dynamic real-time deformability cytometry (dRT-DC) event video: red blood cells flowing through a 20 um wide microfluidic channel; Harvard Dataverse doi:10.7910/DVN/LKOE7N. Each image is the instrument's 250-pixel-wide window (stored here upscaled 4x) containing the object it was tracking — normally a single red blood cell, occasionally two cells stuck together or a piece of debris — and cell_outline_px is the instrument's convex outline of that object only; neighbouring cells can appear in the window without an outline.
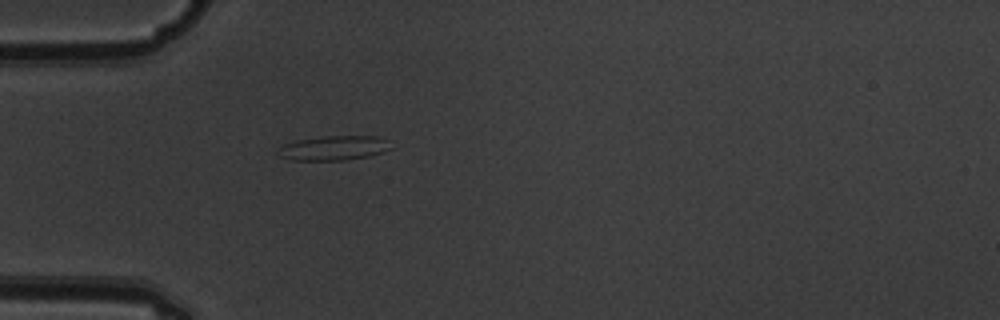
{"species": "common noctule bat (a hibernating species)", "species_latin": "Nyctalus noctula", "temperature_condition": "warm", "stored_images_in_passage": 1, "camera_frame_rate_fps": 3000, "um_per_image_px": 0.085, "animal": {"sex": "male", "body_mass_g": 19.5, "forearm_length_mm": 54.6}, "frame": {"image": 1, "passage_image": 1, "time_ms": 0.0, "image_size_px": [1000, 320], "cell_outline_px": [[392, 148], [384, 152], [368, 156], [344, 160], [292, 160], [280, 156], [276, 152], [276, 148], [284, 144], [296, 140], [320, 136], [376, 136], [388, 140]], "centroid_in_image_um": [28.35, 12.57], "position_along_channel_um": 56.7, "area_um2": 16.3}}